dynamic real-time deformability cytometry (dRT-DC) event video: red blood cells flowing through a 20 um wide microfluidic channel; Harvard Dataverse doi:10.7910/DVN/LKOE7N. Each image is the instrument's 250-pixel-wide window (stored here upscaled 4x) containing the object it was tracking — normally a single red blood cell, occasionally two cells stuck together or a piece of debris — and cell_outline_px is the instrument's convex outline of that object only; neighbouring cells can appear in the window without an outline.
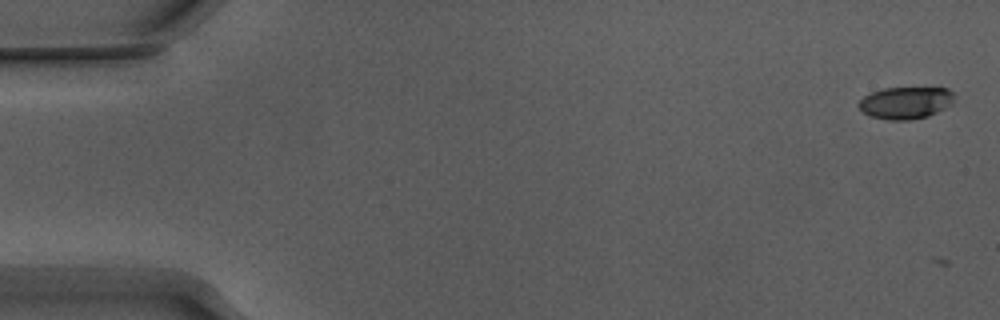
{"species": "Egyptian fruit bat (a non-hibernating species)", "species_latin": "Rousettus aegyptiacus", "temperature_condition": "warm", "stored_images_in_passage": 5, "camera_frame_rate_fps": 3000, "um_per_image_px": 0.085, "animal": {"sex": "male"}, "frame": {"image": 1, "passage_image": 2, "time_ms": 0.333, "image_size_px": [1000, 320], "cell_outline_px": [[952, 104], [928, 116], [912, 120], [888, 120], [872, 116], [864, 112], [856, 104], [864, 96], [872, 92], [884, 88], [948, 88], [952, 92]], "centroid_in_image_um": [76.96, 8.74], "position_along_channel_um": 8.0, "area_um2": 17.69}}